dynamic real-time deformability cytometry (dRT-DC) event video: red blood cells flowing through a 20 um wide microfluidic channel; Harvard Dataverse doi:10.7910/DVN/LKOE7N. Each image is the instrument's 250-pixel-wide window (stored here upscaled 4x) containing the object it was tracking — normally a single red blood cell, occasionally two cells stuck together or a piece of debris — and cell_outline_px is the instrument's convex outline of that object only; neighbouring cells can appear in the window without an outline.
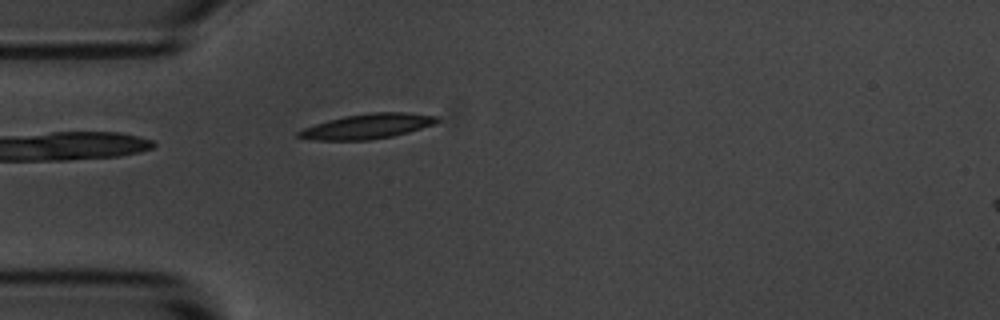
{"species": "common noctule bat (a hibernating species)", "species_latin": "Nyctalus noctula", "temperature_condition": "room temperature", "stored_images_in_passage": 4, "camera_frame_rate_fps": 3000, "um_per_image_px": 0.085, "animal": {"sex": "male", "body_mass_g": 20.1, "forearm_length_mm": 53.5}, "frame": {"image": 1, "passage_image": 4, "time_ms": 4.333, "image_size_px": [1000, 320], "cell_outline_px": [[440, 120], [436, 124], [408, 132], [392, 136], [368, 140], [316, 140], [296, 136], [296, 132], [304, 128], [328, 120], [344, 116], [368, 112], [408, 112], [436, 116]], "centroid_in_image_um": [31.25, 10.72], "position_along_channel_um": 53.7, "area_um2": 20.11}}